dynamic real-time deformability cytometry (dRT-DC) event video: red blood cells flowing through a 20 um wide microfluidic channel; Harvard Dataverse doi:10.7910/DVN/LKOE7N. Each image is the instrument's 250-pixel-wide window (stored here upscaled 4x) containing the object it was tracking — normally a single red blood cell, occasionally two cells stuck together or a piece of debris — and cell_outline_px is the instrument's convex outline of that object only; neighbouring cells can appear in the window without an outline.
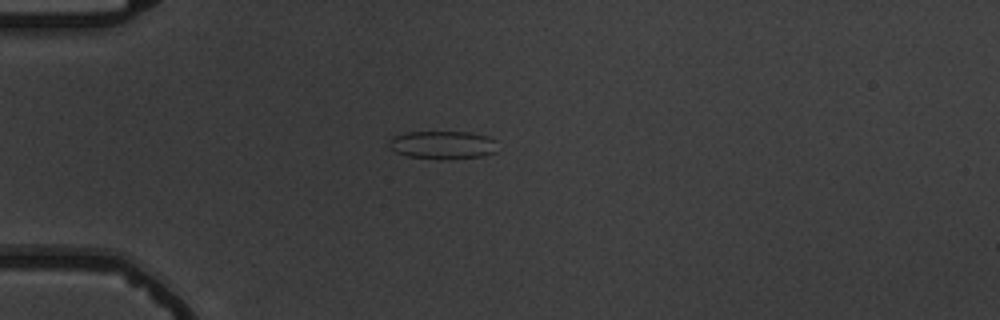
{"species": "common noctule bat (a hibernating species)", "species_latin": "Nyctalus noctula", "temperature_condition": "warm", "stored_images_in_passage": 8, "camera_frame_rate_fps": 3000, "um_per_image_px": 0.085, "animal": {"sex": "male", "body_mass_g": 19.5, "forearm_length_mm": 54.6}, "frame": {"image": 1, "passage_image": 3, "time_ms": 3.0, "image_size_px": [1000, 320], "cell_outline_px": [[496, 152], [484, 156], [444, 160], [440, 160], [408, 156], [396, 152], [388, 144], [388, 140], [392, 136], [408, 132], [468, 132], [488, 136], [496, 140]], "centroid_in_image_um": [37.64, 12.33], "position_along_channel_um": 47.4, "area_um2": 18.03}}
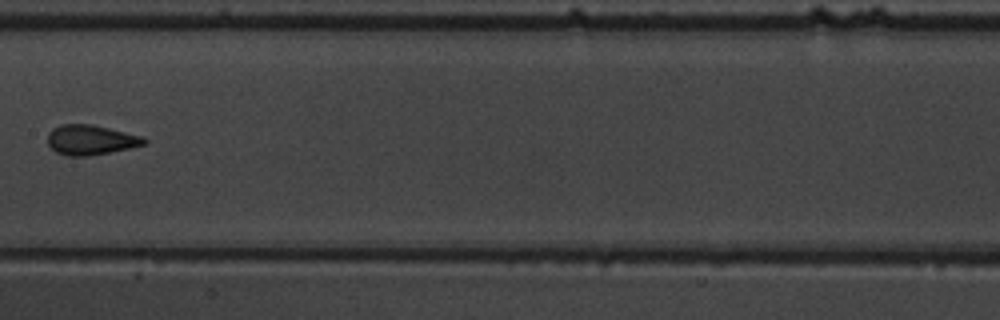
{"frame": {"image": 2, "passage_image": 7, "time_ms": 7.667, "image_size_px": [1000, 320], "cell_outline_px": [[148, 140], [144, 144], [128, 148], [88, 156], [68, 156], [56, 152], [48, 144], [48, 132], [52, 128], [64, 124], [92, 124], [144, 136]], "centroid_in_image_um": [7.7, 11.88], "position_along_channel_um": 199.7, "area_um2": 16.76}}
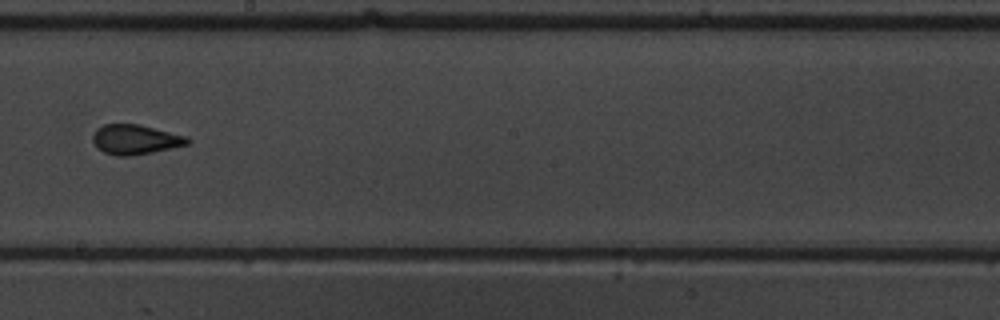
{"frame": {"image": 3, "passage_image": 8, "time_ms": 8.667, "image_size_px": [1000, 320], "cell_outline_px": [[192, 140], [188, 144], [152, 152], [132, 156], [116, 156], [104, 152], [96, 148], [92, 140], [92, 136], [96, 128], [104, 124], [140, 124], [188, 136]], "centroid_in_image_um": [11.49, 11.85], "position_along_channel_um": 236.7, "area_um2": 16.65}}